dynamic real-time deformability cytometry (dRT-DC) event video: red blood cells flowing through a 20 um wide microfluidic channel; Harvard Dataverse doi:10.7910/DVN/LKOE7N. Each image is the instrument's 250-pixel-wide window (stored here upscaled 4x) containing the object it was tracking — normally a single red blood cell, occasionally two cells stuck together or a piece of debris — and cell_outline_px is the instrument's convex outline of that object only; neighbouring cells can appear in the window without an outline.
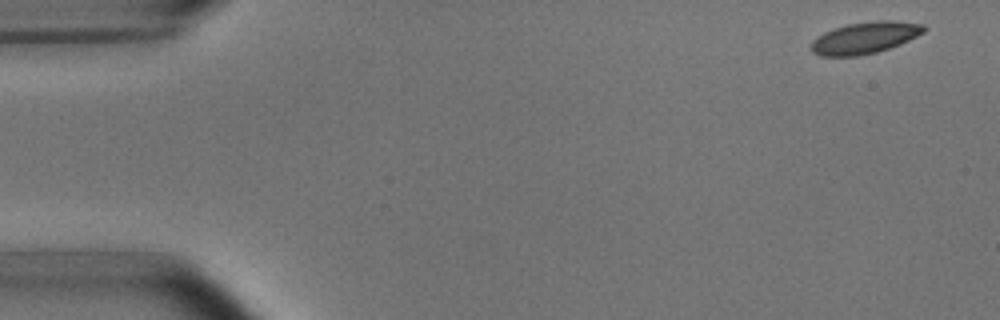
{"species": "common noctule bat (a hibernating species)", "species_latin": "Nyctalus noctula", "temperature_condition": "room temperature", "stored_images_in_passage": 9, "camera_frame_rate_fps": 3000, "um_per_image_px": 0.085, "animal": {"sex": "male", "body_mass_g": 15.6}, "frame": {"image": 1, "passage_image": 1, "time_ms": 0.0, "image_size_px": [1000, 320], "cell_outline_px": [[928, 28], [924, 32], [900, 44], [876, 52], [856, 56], [820, 56], [812, 52], [808, 48], [812, 40], [816, 36], [832, 28], [848, 24], [876, 20], [892, 20], [924, 24]], "centroid_in_image_um": [73.47, 3.2], "position_along_channel_um": 11.5, "area_um2": 21.04}}
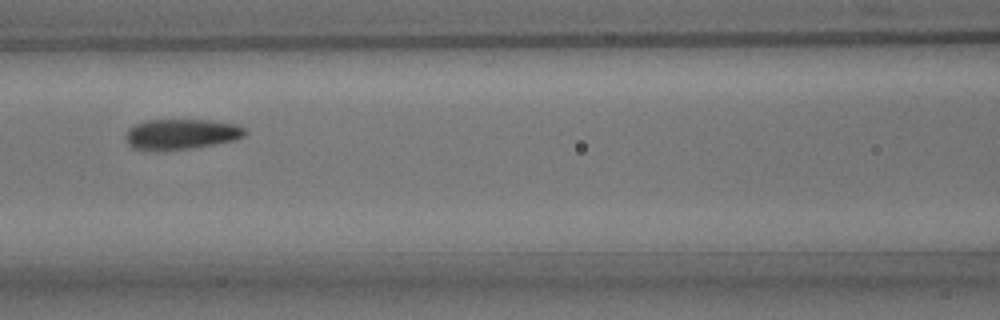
{"frame": {"image": 2, "passage_image": 7, "time_ms": 7.0, "image_size_px": [1000, 320], "cell_outline_px": [[248, 132], [244, 136], [236, 140], [188, 148], [132, 148], [124, 140], [124, 136], [128, 128], [144, 120], [208, 120], [240, 124]], "centroid_in_image_um": [15.44, 11.36], "position_along_channel_um": 151.2, "area_um2": 20.75}}
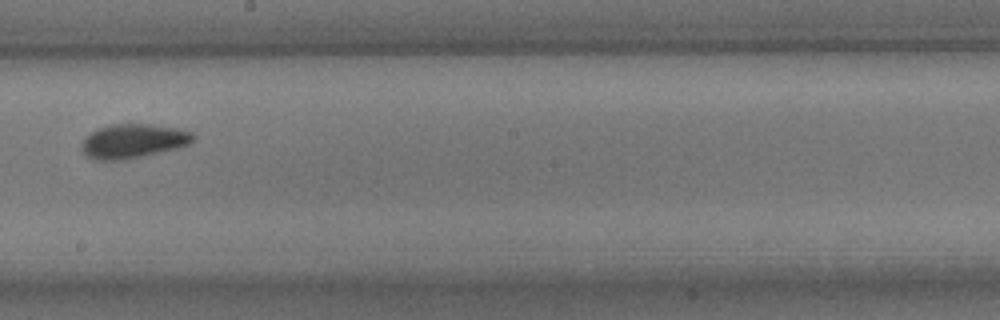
{"frame": {"image": 3, "passage_image": 9, "time_ms": 9.333, "image_size_px": [1000, 320], "cell_outline_px": [[196, 140], [188, 144], [176, 148], [140, 156], [120, 160], [96, 160], [88, 156], [80, 148], [80, 144], [96, 128], [112, 124], [152, 124], [180, 128], [192, 132], [196, 136]], "centroid_in_image_um": [11.34, 11.97], "position_along_channel_um": 236.9, "area_um2": 22.14}}